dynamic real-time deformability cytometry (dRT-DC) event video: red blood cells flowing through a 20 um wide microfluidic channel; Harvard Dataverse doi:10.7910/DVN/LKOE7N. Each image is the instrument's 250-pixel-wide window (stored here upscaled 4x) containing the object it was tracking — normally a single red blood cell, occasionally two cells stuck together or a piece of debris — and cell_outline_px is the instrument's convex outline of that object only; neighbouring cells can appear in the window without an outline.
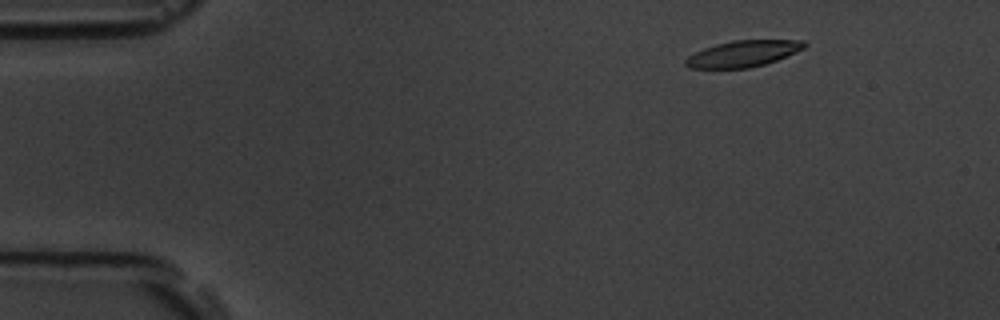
{"species": "common noctule bat (a hibernating species)", "species_latin": "Nyctalus noctula", "temperature_condition": "room temperature", "stored_images_in_passage": 55, "camera_frame_rate_fps": 3000, "um_per_image_px": 0.085, "animal": {"sex": "male", "body_mass_g": 19.5, "forearm_length_mm": 54.6}, "frame": {"image": 1, "passage_image": 6, "time_ms": 1.667, "image_size_px": [1000, 320], "cell_outline_px": [[808, 44], [804, 48], [796, 52], [776, 60], [764, 64], [748, 68], [688, 68], [684, 64], [684, 60], [688, 56], [704, 48], [716, 44], [732, 40], [804, 40]], "centroid_in_image_um": [63.15, 4.56], "position_along_channel_um": 21.8, "area_um2": 18.15}}
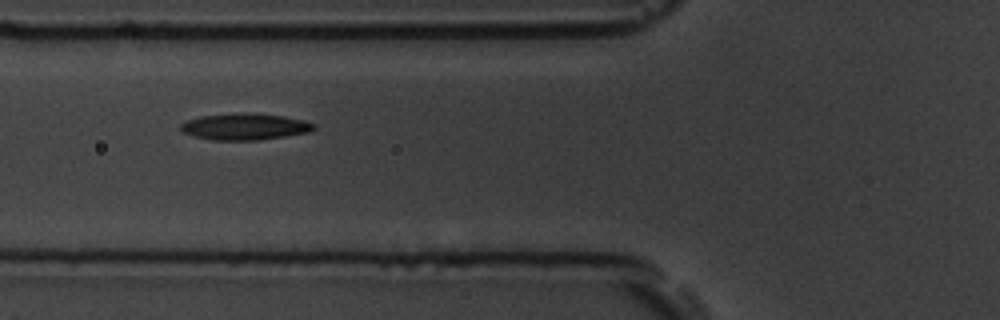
{"frame": {"image": 2, "passage_image": 20, "time_ms": 6.333, "image_size_px": [1000, 320], "cell_outline_px": [[316, 128], [308, 132], [260, 140], [212, 140], [192, 136], [180, 132], [180, 124], [188, 120], [200, 116], [236, 112], [244, 112], [284, 116], [304, 120], [316, 124]], "centroid_in_image_um": [20.77, 10.76], "position_along_channel_um": 105.0, "area_um2": 20.81}}
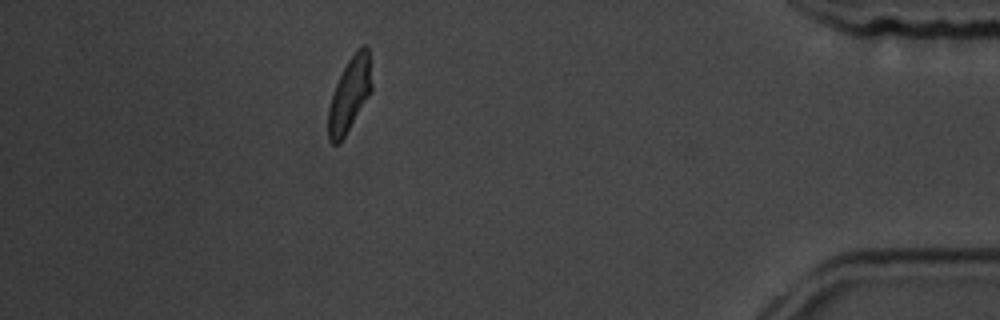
{"frame": {"image": 3, "passage_image": 49, "time_ms": 16.0, "image_size_px": [1000, 320], "cell_outline_px": [[372, 88], [368, 96], [344, 136], [336, 144], [332, 144], [328, 140], [328, 108], [332, 92], [348, 60], [356, 48], [364, 44], [368, 48], [372, 84]], "centroid_in_image_um": [29.7, 7.99], "position_along_channel_um": 405.5, "area_um2": 18.44}, "authors_computed_cell_mechanics": {"area_um2": 19.4786, "velocity_mm_per_s": 3.614, "shape_relaxation_time_tau1_ms": 4.6961, "shape_relaxation_time_tau2_ms": 2.5742, "deformation_change_tau1": 0.1556, "deformation_change_tau2": 0.0988}}